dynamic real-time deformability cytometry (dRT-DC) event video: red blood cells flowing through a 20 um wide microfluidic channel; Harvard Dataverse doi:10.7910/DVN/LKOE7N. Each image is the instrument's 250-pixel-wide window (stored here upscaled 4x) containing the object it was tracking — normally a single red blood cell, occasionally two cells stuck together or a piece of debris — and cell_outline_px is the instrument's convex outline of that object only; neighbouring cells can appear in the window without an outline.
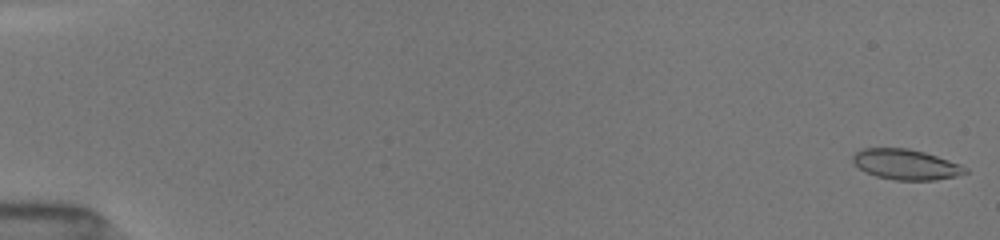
{"species": "common noctule bat (a hibernating species)", "species_latin": "Nyctalus noctula", "temperature_condition": "room temperature", "stored_images_in_passage": 52, "camera_frame_rate_fps": 3000, "um_per_image_px": 0.085, "animal": {"sex": "female", "body_mass_g": 19.5, "forearm_length_mm": 54.1}, "frame": {"image": 1, "passage_image": 1, "time_ms": 0.0, "image_size_px": [1000, 240], "cell_outline_px": [[968, 172], [956, 176], [936, 180], [896, 180], [876, 176], [860, 168], [852, 160], [852, 156], [860, 148], [908, 148], [924, 152], [960, 164], [968, 168]], "centroid_in_image_um": [77.01, 13.97], "position_along_channel_um": 8.0, "area_um2": 19.77}}
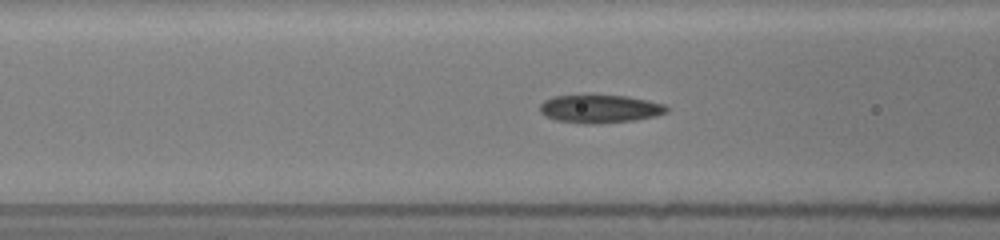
{"frame": {"image": 2, "passage_image": 22, "time_ms": 7.0, "image_size_px": [1000, 240], "cell_outline_px": [[668, 112], [656, 116], [636, 120], [596, 124], [584, 124], [556, 120], [544, 116], [540, 112], [540, 104], [544, 100], [552, 96], [628, 96], [668, 104]], "centroid_in_image_um": [51.02, 9.26], "position_along_channel_um": 115.6, "area_um2": 20.92}}
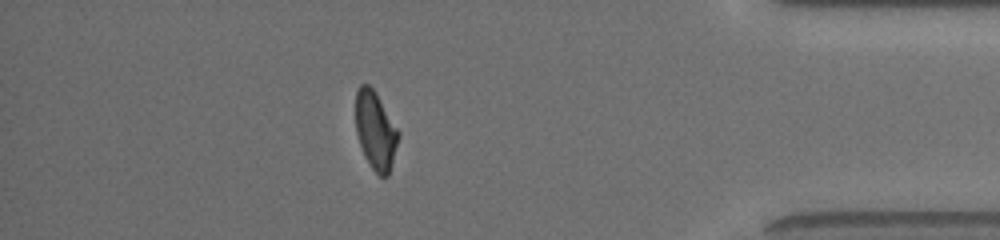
{"frame": {"image": 3, "passage_image": 46, "time_ms": 15.0, "image_size_px": [1000, 240], "cell_outline_px": [[400, 136], [388, 176], [380, 176], [372, 168], [364, 156], [356, 132], [356, 92], [360, 84], [368, 84], [376, 92], [400, 132]], "centroid_in_image_um": [31.93, 11.08], "position_along_channel_um": 403.3, "area_um2": 19.42}, "authors_computed_cell_mechanics": {"area_um2": 20.3456, "velocity_mm_per_s": 4.018, "shape_relaxation_time_tau1_ms": 9.2379, "shape_relaxation_time_tau2_ms": 3.1279, "deformation_change_tau1": 0.2364, "deformation_change_tau2": 0.0803}}